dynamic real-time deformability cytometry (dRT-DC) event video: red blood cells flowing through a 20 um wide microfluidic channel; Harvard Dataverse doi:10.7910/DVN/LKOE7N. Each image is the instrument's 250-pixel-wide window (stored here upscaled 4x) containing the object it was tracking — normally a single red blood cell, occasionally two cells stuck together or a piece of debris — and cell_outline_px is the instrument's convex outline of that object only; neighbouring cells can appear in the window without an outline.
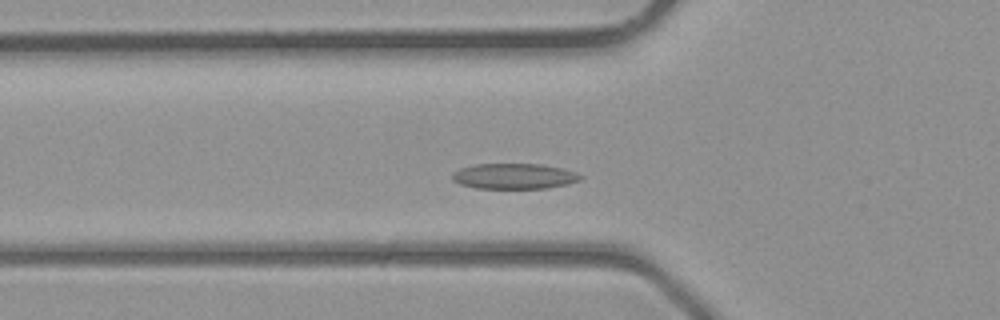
{"species": "common noctule bat (a hibernating species)", "species_latin": "Nyctalus noctula", "temperature_condition": "room temperature", "stored_images_in_passage": 36, "camera_frame_rate_fps": 3000, "um_per_image_px": 0.085, "animal": {"sex": "male", "body_mass_g": 23.1, "forearm_length_mm": 52.7}, "frame": {"image": 1, "passage_image": 9, "time_ms": 2.667, "image_size_px": [1000, 320], "cell_outline_px": [[584, 176], [580, 180], [568, 184], [548, 188], [476, 188], [460, 184], [452, 180], [452, 172], [460, 168], [476, 164], [540, 164], [564, 168], [576, 172]], "centroid_in_image_um": [43.72, 14.97], "position_along_channel_um": 82.1, "area_um2": 19.19}}
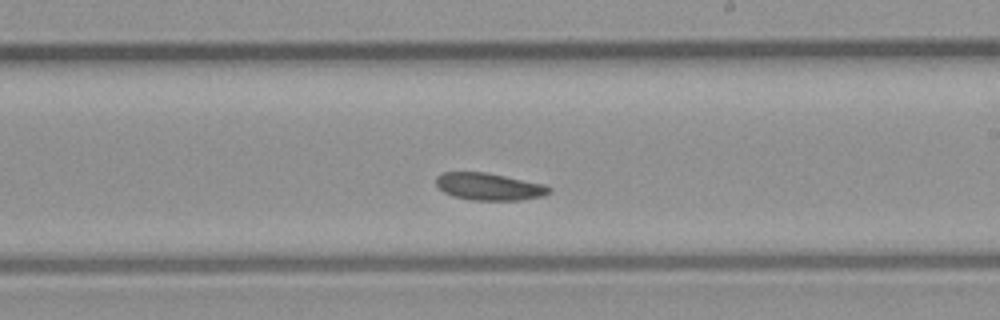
{"frame": {"image": 2, "passage_image": 19, "time_ms": 6.0, "image_size_px": [1000, 320], "cell_outline_px": [[552, 192], [544, 196], [520, 200], [472, 200], [452, 196], [444, 192], [436, 184], [436, 176], [444, 172], [484, 172], [544, 184], [552, 188]], "centroid_in_image_um": [41.59, 15.87], "position_along_channel_um": 247.4, "area_um2": 17.92}}
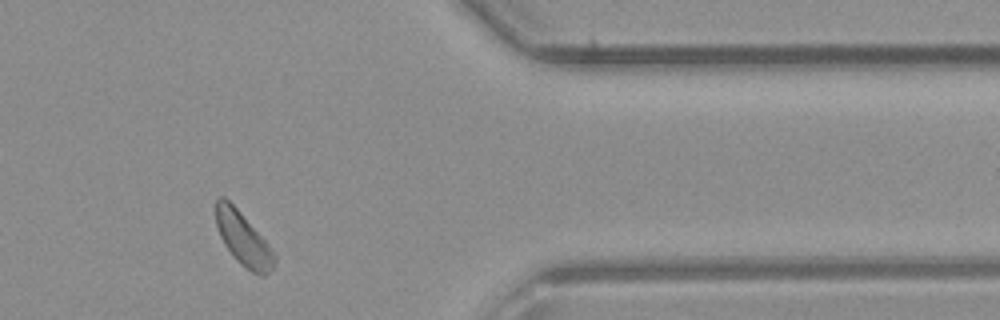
{"frame": {"image": 3, "passage_image": 29, "time_ms": 9.333, "image_size_px": [1000, 320], "cell_outline_px": [[276, 260], [272, 272], [264, 276], [260, 276], [252, 272], [240, 264], [236, 260], [224, 244], [216, 228], [216, 196], [224, 196], [236, 208], [268, 244], [276, 256]], "centroid_in_image_um": [20.67, 20.34], "position_along_channel_um": 390.7, "area_um2": 18.09}}